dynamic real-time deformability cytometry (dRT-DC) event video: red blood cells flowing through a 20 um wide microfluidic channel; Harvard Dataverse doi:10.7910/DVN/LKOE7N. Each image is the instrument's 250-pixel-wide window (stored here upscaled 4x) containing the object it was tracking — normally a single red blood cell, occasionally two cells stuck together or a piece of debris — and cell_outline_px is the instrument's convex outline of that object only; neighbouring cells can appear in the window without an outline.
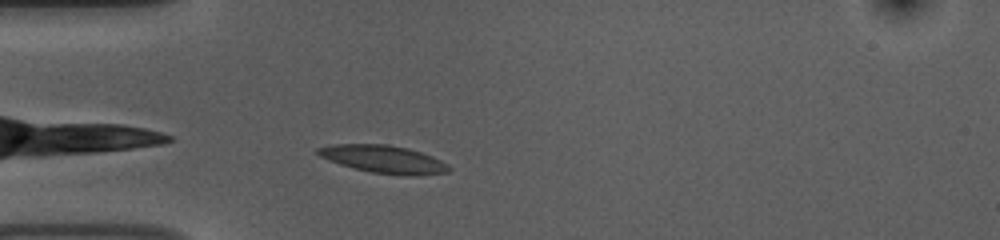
{"species": "common noctule bat (a hibernating species)", "species_latin": "Nyctalus noctula", "temperature_condition": "room temperature", "stored_images_in_passage": 30, "camera_frame_rate_fps": 3000, "um_per_image_px": 0.085, "animal": {"sex": "female", "body_mass_g": 10.0, "forearm_length_mm": 53.1}, "frame": {"image": 1, "passage_image": 2, "time_ms": 0.333, "image_size_px": [1000, 240], "cell_outline_px": [[452, 168], [448, 172], [416, 176], [408, 176], [372, 172], [340, 164], [328, 160], [320, 156], [316, 152], [316, 148], [332, 144], [388, 144], [408, 148], [432, 156], [448, 164]], "centroid_in_image_um": [32.62, 13.53], "position_along_channel_um": 52.4, "area_um2": 21.15}}
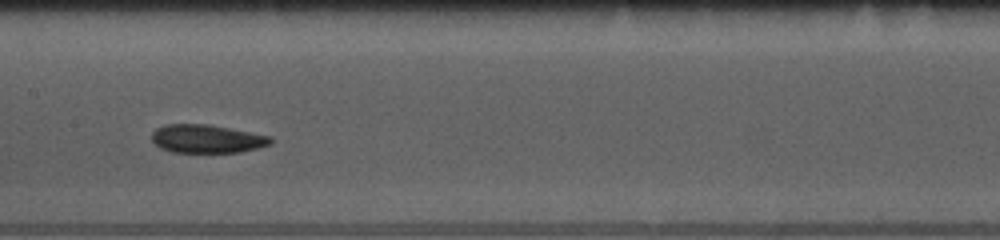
{"frame": {"image": 2, "passage_image": 14, "time_ms": 4.333, "image_size_px": [1000, 240], "cell_outline_px": [[272, 144], [260, 148], [240, 152], [172, 152], [160, 148], [152, 140], [152, 132], [156, 128], [164, 124], [208, 124], [272, 136]], "centroid_in_image_um": [17.6, 11.79], "position_along_channel_um": 189.8, "area_um2": 19.77}}
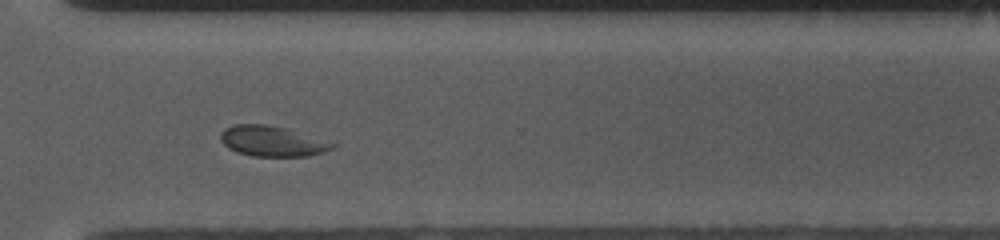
{"frame": {"image": 3, "passage_image": 27, "time_ms": 8.667, "image_size_px": [1000, 240], "cell_outline_px": [[336, 148], [308, 156], [252, 156], [236, 152], [228, 148], [220, 140], [220, 132], [224, 128], [236, 124], [264, 124], [284, 128], [336, 140]], "centroid_in_image_um": [23.22, 11.99], "position_along_channel_um": 347.4, "area_um2": 20.35}, "authors_computed_cell_mechanics": {"area_um2": 20.3456, "velocity_mm_per_s": 3.635, "shape_relaxation_time_tau1_ms": 5.8035, "shape_relaxation_time_tau2_ms": 1.2325, "deformation_change_tau1": 0.1015, "deformation_change_tau2": 0.0532}}